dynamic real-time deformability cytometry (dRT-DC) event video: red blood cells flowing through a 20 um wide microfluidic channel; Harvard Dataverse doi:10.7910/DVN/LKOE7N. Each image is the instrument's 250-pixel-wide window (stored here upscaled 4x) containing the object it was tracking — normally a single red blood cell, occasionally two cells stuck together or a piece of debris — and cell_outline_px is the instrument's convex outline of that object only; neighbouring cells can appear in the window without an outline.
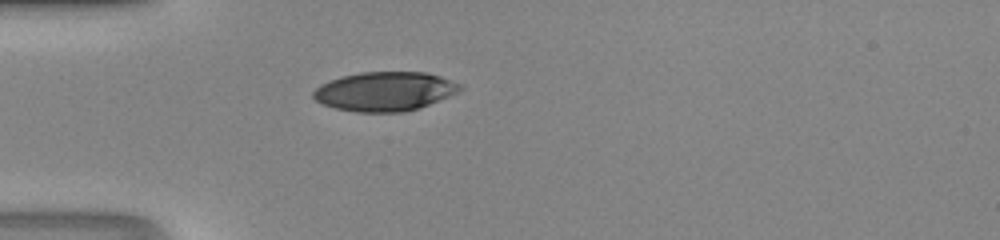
{"species": "human", "species_latin": "Homo sapiens", "temperature_condition": "room temperature", "stored_images_in_passage": 29, "camera_frame_rate_fps": 3000, "um_per_image_px": 0.085, "donor": {"sex": "male"}, "frame": {"image": 1, "passage_image": 1, "time_ms": 0.0, "image_size_px": [1000, 240], "cell_outline_px": [[464, 88], [448, 96], [420, 108], [404, 112], [356, 112], [336, 108], [324, 104], [316, 100], [312, 96], [312, 92], [320, 84], [340, 76], [360, 72], [428, 72], [464, 84]], "centroid_in_image_um": [32.72, 7.76], "position_along_channel_um": 52.3, "area_um2": 33.64}}
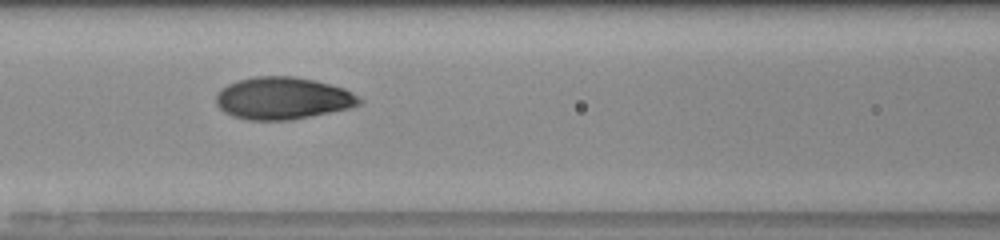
{"frame": {"image": 2, "passage_image": 8, "time_ms": 2.333, "image_size_px": [1000, 240], "cell_outline_px": [[364, 100], [360, 104], [348, 108], [288, 120], [248, 120], [232, 116], [224, 112], [216, 104], [216, 92], [220, 88], [228, 84], [252, 76], [296, 76], [316, 80], [344, 88], [360, 96]], "centroid_in_image_um": [24.02, 8.34], "position_along_channel_um": 142.6, "area_um2": 35.37}}
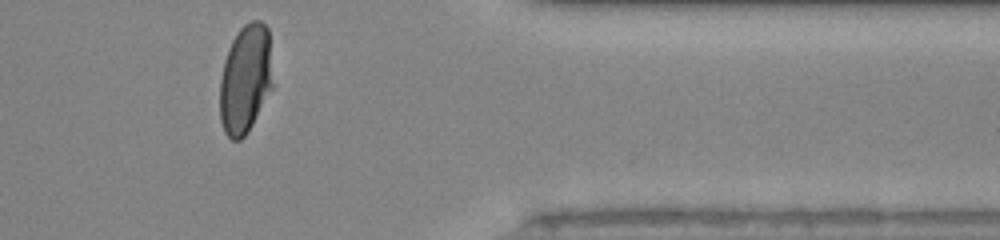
{"frame": {"image": 3, "passage_image": 26, "time_ms": 8.333, "image_size_px": [1000, 240], "cell_outline_px": [[272, 88], [252, 124], [244, 136], [240, 140], [232, 140], [224, 132], [220, 120], [220, 80], [224, 60], [228, 48], [232, 40], [240, 28], [244, 24], [252, 20], [260, 20], [268, 28], [272, 84]], "centroid_in_image_um": [20.84, 6.71], "position_along_channel_um": 390.6, "area_um2": 33.41}}